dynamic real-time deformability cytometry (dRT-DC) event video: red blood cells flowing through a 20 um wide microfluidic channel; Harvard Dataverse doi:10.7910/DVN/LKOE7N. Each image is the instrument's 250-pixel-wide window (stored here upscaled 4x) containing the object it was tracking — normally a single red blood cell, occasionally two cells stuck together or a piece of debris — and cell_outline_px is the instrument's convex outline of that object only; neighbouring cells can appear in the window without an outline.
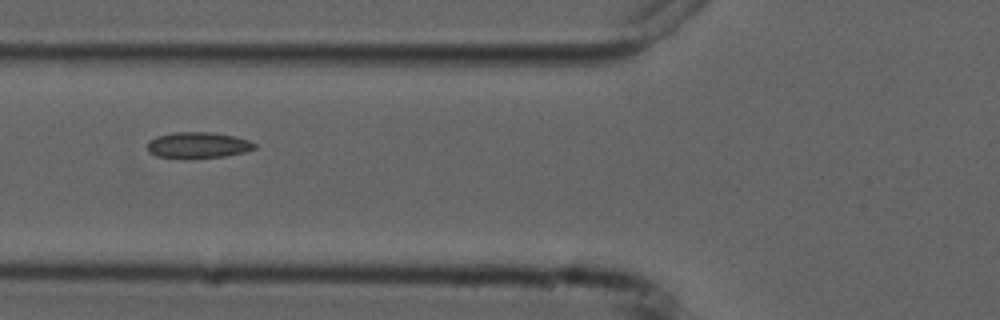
{"species": "common noctule bat (a hibernating species)", "species_latin": "Nyctalus noctula", "temperature_condition": "cold", "stored_images_in_passage": 8, "camera_frame_rate_fps": 3000, "um_per_image_px": 0.085, "animal": {"sex": "male", "forearm_length_mm": 52.5}, "frame": {"image": 1, "passage_image": 3, "time_ms": 2.333, "image_size_px": [1000, 320], "cell_outline_px": [[256, 148], [244, 152], [224, 156], [156, 156], [148, 152], [148, 140], [156, 136], [172, 132], [212, 132], [232, 136], [248, 140], [256, 144]], "centroid_in_image_um": [16.81, 12.29], "position_along_channel_um": 109.0, "area_um2": 15.66}}
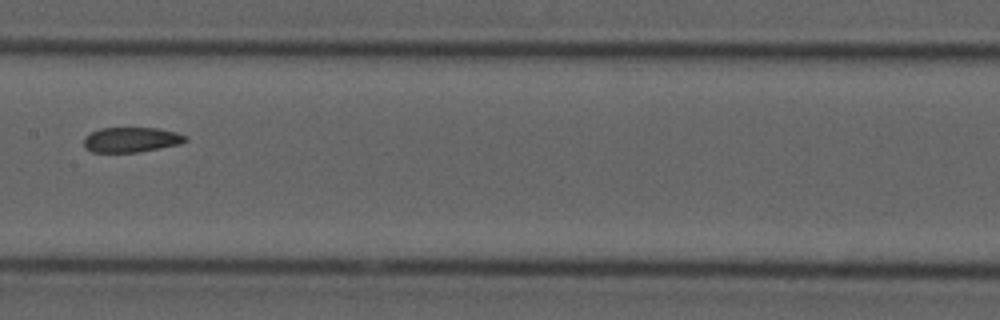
{"frame": {"image": 2, "passage_image": 5, "time_ms": 4.667, "image_size_px": [1000, 320], "cell_outline_px": [[188, 140], [180, 144], [160, 148], [136, 152], [92, 152], [84, 148], [84, 136], [100, 128], [156, 128], [176, 132], [188, 136]], "centroid_in_image_um": [11.16, 11.87], "position_along_channel_um": 196.2, "area_um2": 14.85}}
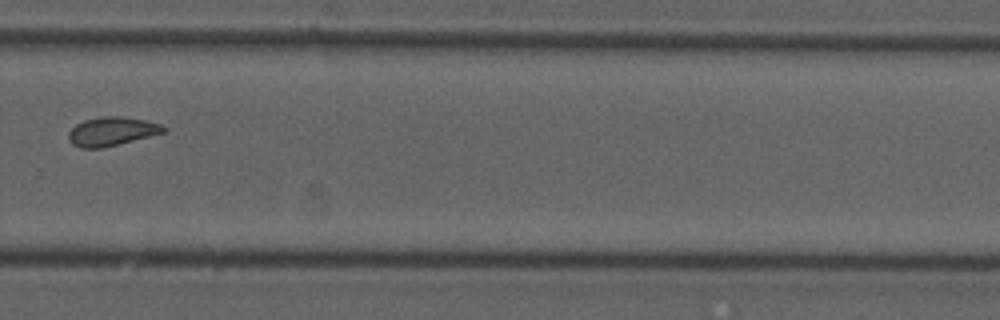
{"frame": {"image": 3, "passage_image": 8, "time_ms": 8.0, "image_size_px": [1000, 320], "cell_outline_px": [[168, 132], [104, 148], [80, 148], [72, 144], [68, 140], [68, 132], [76, 124], [84, 120], [104, 116], [124, 116], [144, 120], [160, 124], [168, 128]], "centroid_in_image_um": [9.53, 11.18], "position_along_channel_um": 320.3, "area_um2": 16.24}}